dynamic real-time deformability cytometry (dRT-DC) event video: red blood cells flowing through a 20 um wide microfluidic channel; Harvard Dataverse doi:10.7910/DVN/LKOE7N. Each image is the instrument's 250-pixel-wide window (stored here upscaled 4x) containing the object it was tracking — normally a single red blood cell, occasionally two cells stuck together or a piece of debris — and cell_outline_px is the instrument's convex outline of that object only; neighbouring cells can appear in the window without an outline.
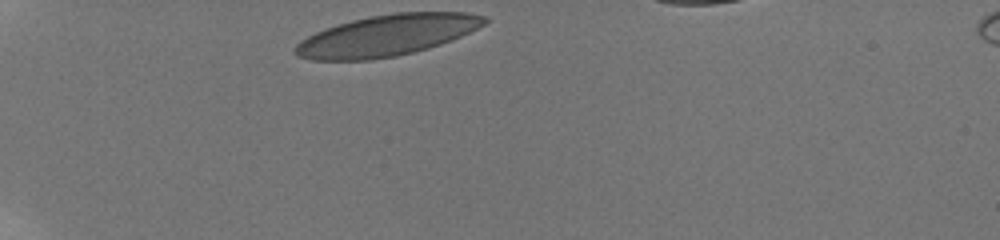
{"species": "human", "species_latin": "Homo sapiens", "temperature_condition": "room temperature", "stored_images_in_passage": 25, "camera_frame_rate_fps": 3000, "um_per_image_px": 0.085, "donor": {"sex": "male"}, "frame": {"image": 1, "passage_image": 1, "time_ms": 0.0, "image_size_px": [1000, 240], "cell_outline_px": [[488, 20], [484, 24], [452, 40], [428, 48], [396, 56], [368, 60], [312, 60], [296, 56], [292, 52], [292, 48], [300, 40], [324, 28], [336, 24], [352, 20], [372, 16], [396, 12], [464, 12], [488, 16]], "centroid_in_image_um": [32.83, 3.01], "position_along_channel_um": 52.2, "area_um2": 45.37}}
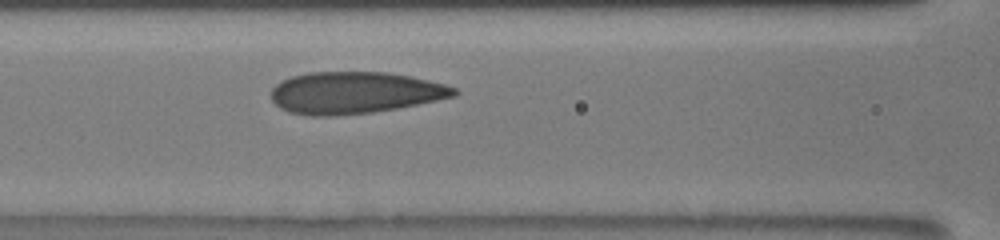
{"frame": {"image": 2, "passage_image": 9, "time_ms": 3.333, "image_size_px": [1000, 240], "cell_outline_px": [[460, 92], [456, 96], [396, 108], [372, 112], [328, 116], [312, 116], [288, 112], [280, 108], [272, 100], [272, 88], [276, 84], [292, 76], [308, 72], [388, 72], [412, 76], [444, 84], [456, 88]], "centroid_in_image_um": [30.15, 7.87], "position_along_channel_um": 136.4, "area_um2": 44.51}}
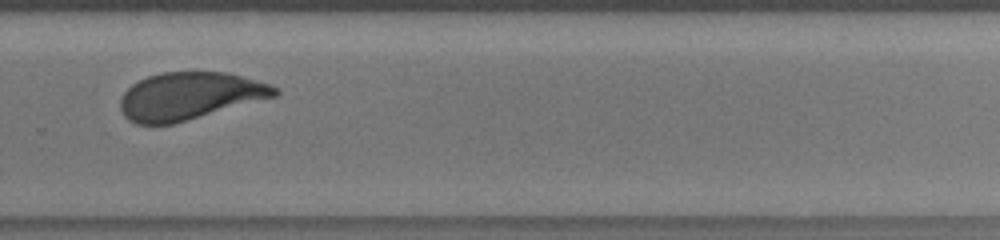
{"frame": {"image": 3, "passage_image": 23, "time_ms": 8.0, "image_size_px": [1000, 240], "cell_outline_px": [[280, 92], [276, 96], [172, 124], [136, 124], [128, 120], [124, 116], [120, 108], [120, 100], [124, 92], [132, 84], [148, 76], [160, 72], [228, 72], [268, 84], [280, 88]], "centroid_in_image_um": [16.09, 8.16], "position_along_channel_um": 313.7, "area_um2": 42.43}}